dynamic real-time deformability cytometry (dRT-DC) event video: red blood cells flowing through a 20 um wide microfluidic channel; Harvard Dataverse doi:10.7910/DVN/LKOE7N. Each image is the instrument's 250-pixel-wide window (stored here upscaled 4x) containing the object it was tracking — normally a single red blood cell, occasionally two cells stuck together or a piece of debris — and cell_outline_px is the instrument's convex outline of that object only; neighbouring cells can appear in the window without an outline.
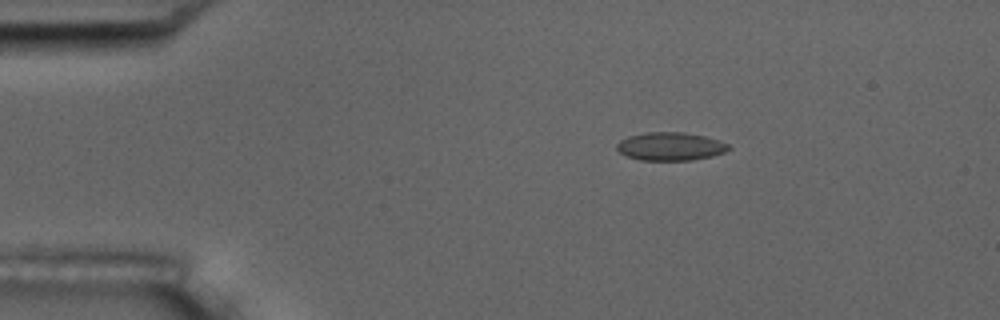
{"species": "common noctule bat (a hibernating species)", "species_latin": "Nyctalus noctula", "temperature_condition": "room temperature", "stored_images_in_passage": 5, "camera_frame_rate_fps": 3000, "um_per_image_px": 0.085, "animal": {"sex": "male", "body_mass_g": 17.5, "forearm_length_mm": 52.3}, "frame": {"image": 1, "passage_image": 3, "time_ms": 3.0, "image_size_px": [1000, 320], "cell_outline_px": [[732, 148], [724, 152], [712, 156], [692, 160], [640, 160], [628, 156], [620, 152], [616, 148], [616, 144], [620, 140], [628, 136], [644, 132], [684, 132], [704, 136], [728, 144]], "centroid_in_image_um": [56.97, 12.44], "position_along_channel_um": 28.0, "area_um2": 18.32}}
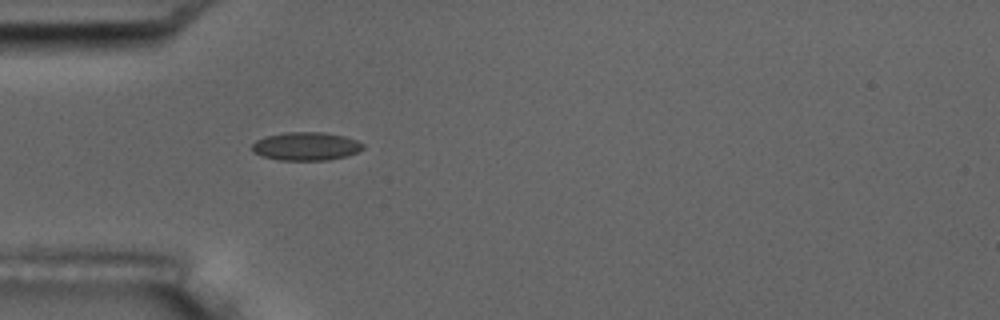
{"frame": {"image": 2, "passage_image": 5, "time_ms": 5.333, "image_size_px": [1000, 320], "cell_outline_px": [[364, 148], [348, 156], [328, 160], [280, 160], [264, 156], [252, 152], [252, 144], [256, 140], [264, 136], [284, 132], [324, 132], [344, 136], [356, 140], [364, 144]], "centroid_in_image_um": [26.01, 12.43], "position_along_channel_um": 59.0, "area_um2": 18.38}}